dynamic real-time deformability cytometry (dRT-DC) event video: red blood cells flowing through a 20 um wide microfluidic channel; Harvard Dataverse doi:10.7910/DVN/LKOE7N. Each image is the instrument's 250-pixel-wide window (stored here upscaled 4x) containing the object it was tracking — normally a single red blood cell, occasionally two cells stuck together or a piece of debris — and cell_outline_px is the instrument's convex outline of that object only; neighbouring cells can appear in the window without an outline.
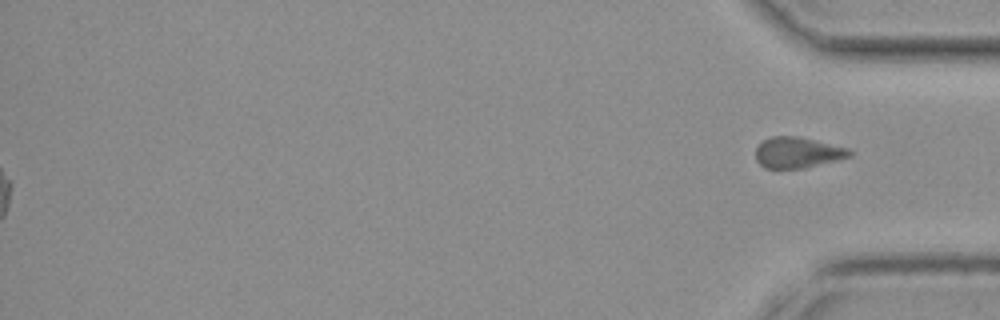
{"species": "common noctule bat (a hibernating species)", "species_latin": "Nyctalus noctula", "temperature_condition": "cold", "stored_images_in_passage": 50, "segment_of_instrument_passage": [2, 2], "camera_frame_rate_fps": 3000, "um_per_image_px": 0.085, "animal": {"sex": "female", "body_mass_g": 19.3, "forearm_length_mm": 54.1}, "frame": {"image": 1, "passage_image": 50, "time_ms": 16.333, "image_size_px": [1000, 320], "cell_outline_px": [[852, 156], [804, 168], [764, 168], [756, 160], [756, 148], [764, 140], [772, 136], [796, 136], [848, 148], [852, 152]], "centroid_in_image_um": [67.78, 12.97], "position_along_channel_um": 367.4, "area_um2": 16.65}}